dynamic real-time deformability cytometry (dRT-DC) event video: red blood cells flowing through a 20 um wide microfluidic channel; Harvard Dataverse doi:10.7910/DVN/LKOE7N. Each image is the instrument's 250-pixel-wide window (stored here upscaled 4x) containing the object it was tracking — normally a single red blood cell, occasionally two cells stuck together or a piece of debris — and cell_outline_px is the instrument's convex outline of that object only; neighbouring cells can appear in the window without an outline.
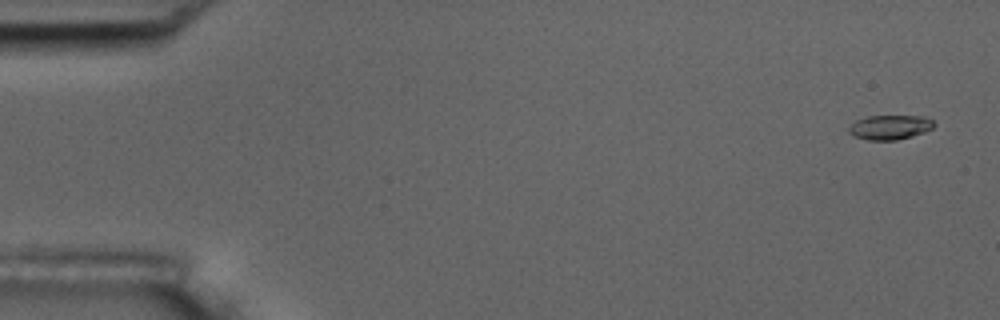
{"species": "common noctule bat (a hibernating species)", "species_latin": "Nyctalus noctula", "temperature_condition": "room temperature", "stored_images_in_passage": 6, "camera_frame_rate_fps": 3000, "um_per_image_px": 0.085, "animal": {"sex": "male", "body_mass_g": 17.5, "forearm_length_mm": 52.3}, "frame": {"image": 1, "passage_image": 1, "time_ms": 0.0, "image_size_px": [1000, 320], "cell_outline_px": [[936, 124], [932, 128], [924, 132], [912, 136], [896, 140], [868, 140], [856, 136], [848, 132], [848, 128], [856, 120], [868, 116], [924, 116], [932, 120]], "centroid_in_image_um": [75.66, 10.81], "position_along_channel_um": 9.3, "area_um2": 12.08}}
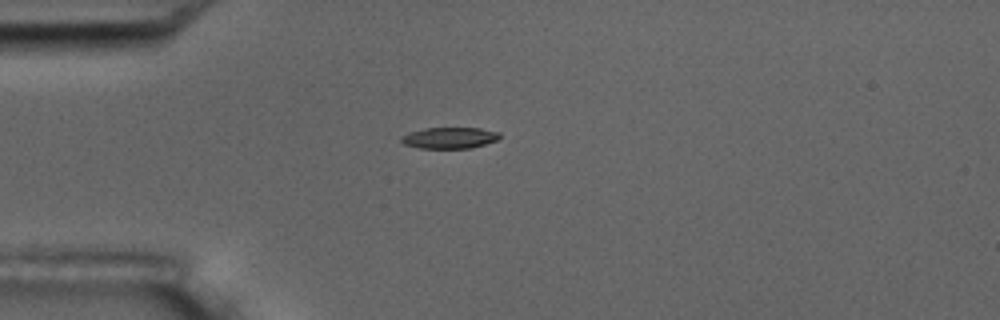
{"frame": {"image": 2, "passage_image": 4, "time_ms": 4.333, "image_size_px": [1000, 320], "cell_outline_px": [[500, 136], [496, 140], [484, 144], [468, 148], [420, 148], [404, 144], [400, 140], [400, 136], [408, 132], [424, 128], [480, 128], [500, 132]], "centroid_in_image_um": [38.17, 11.71], "position_along_channel_um": 46.8, "area_um2": 12.14}}